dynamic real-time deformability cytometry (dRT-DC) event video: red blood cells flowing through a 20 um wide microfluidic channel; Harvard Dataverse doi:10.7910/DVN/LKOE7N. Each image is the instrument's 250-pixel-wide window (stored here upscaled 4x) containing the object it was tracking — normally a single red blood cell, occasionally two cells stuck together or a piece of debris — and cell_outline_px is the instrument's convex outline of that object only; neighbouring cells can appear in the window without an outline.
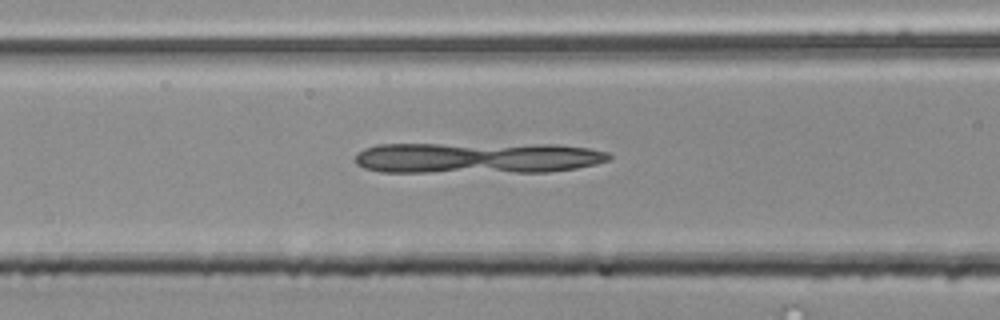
{"species": "common noctule bat (a hibernating species)", "species_latin": "Nyctalus noctula", "temperature_condition": "room temperature", "stored_images_in_passage": 28, "camera_frame_rate_fps": 3000, "um_per_image_px": 0.085, "animal": {"sex": "male", "body_mass_g": 20.4}, "frame": {"image": 1, "passage_image": 7, "time_ms": 2.0, "image_size_px": [1000, 320], "cell_outline_px": [[612, 156], [608, 160], [596, 164], [576, 168], [548, 172], [380, 172], [364, 168], [356, 164], [356, 152], [364, 148], [376, 144], [556, 144], [588, 148], [608, 152]], "centroid_in_image_um": [40.55, 13.42], "position_along_channel_um": 126.1, "area_um2": 46.53}}
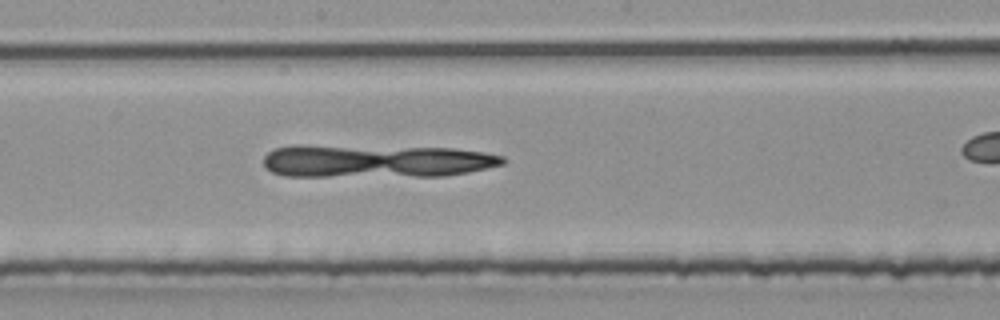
{"frame": {"image": 2, "passage_image": 14, "time_ms": 4.333, "image_size_px": [1000, 320], "cell_outline_px": [[504, 164], [488, 168], [444, 176], [284, 176], [272, 172], [264, 168], [264, 156], [268, 152], [276, 148], [292, 144], [296, 144], [452, 148], [484, 152], [504, 156]], "centroid_in_image_um": [31.91, 13.68], "position_along_channel_um": 216.3, "area_um2": 46.59}}
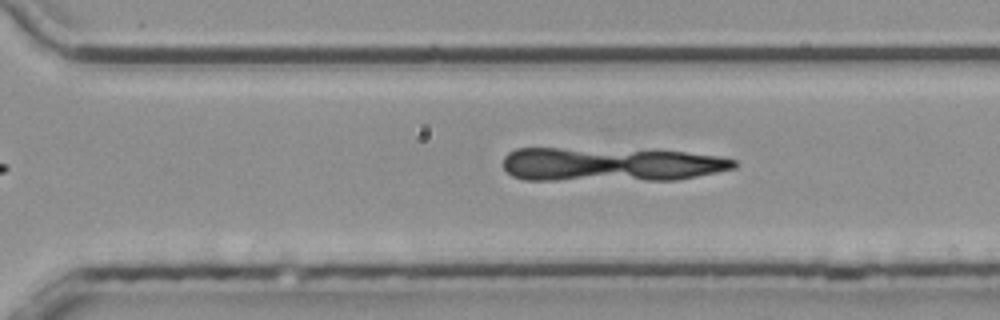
{"frame": {"image": 3, "passage_image": 22, "time_ms": 7.0, "image_size_px": [1000, 320], "cell_outline_px": [[736, 168], [676, 180], [524, 180], [512, 176], [504, 168], [504, 156], [508, 152], [516, 148], [652, 148], [720, 156], [736, 160]], "centroid_in_image_um": [51.93, 13.95], "position_along_channel_um": 318.7, "area_um2": 46.99}}